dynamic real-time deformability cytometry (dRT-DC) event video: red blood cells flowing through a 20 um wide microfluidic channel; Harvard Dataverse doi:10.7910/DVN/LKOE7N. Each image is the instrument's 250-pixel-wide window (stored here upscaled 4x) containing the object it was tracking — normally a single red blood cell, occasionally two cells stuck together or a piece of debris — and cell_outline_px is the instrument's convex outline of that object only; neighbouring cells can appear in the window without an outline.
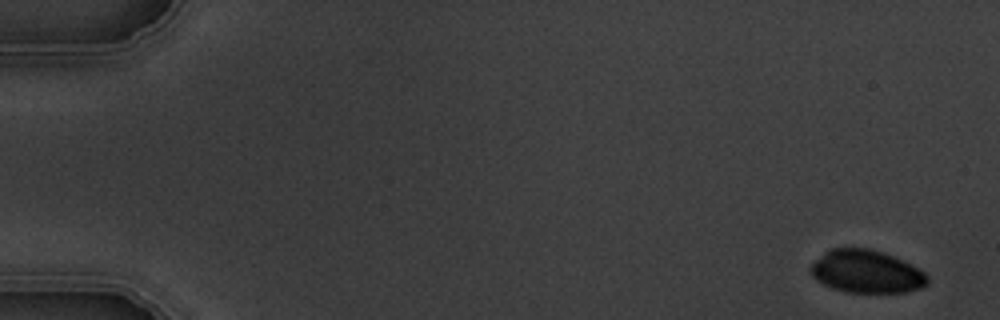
{"species": "common noctule bat (a hibernating species)", "species_latin": "Nyctalus noctula", "temperature_condition": "warm", "stored_images_in_passage": 5, "camera_frame_rate_fps": 3000, "um_per_image_px": 0.085, "animal": {"sex": "male", "body_mass_g": 19.5, "forearm_length_mm": 54.6}, "frame": {"image": 1, "passage_image": 1, "time_ms": 0.0, "image_size_px": [1000, 320], "cell_outline_px": [[928, 284], [920, 288], [904, 292], [848, 292], [832, 288], [816, 280], [812, 276], [808, 268], [824, 252], [832, 248], [868, 248], [892, 256], [924, 272], [928, 276]], "centroid_in_image_um": [73.61, 23.09], "position_along_channel_um": 11.4, "area_um2": 28.78}}